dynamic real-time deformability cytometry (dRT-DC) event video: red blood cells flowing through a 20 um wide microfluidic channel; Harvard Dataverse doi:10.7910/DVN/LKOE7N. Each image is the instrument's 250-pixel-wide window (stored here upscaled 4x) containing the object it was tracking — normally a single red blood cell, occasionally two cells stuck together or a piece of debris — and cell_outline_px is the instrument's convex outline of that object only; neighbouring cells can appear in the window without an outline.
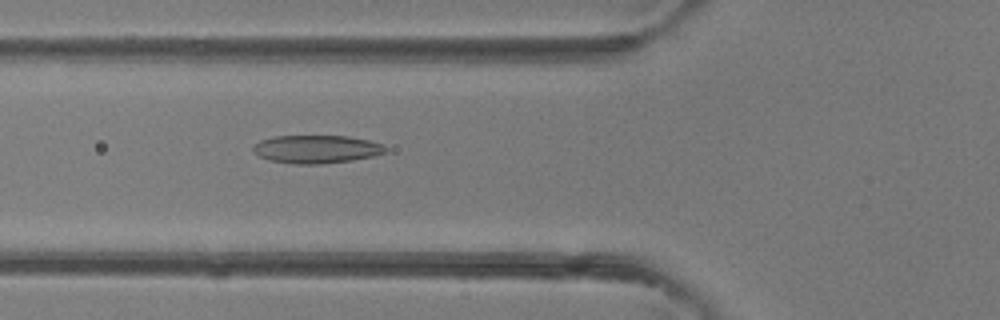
{"species": "common noctule bat (a hibernating species)", "species_latin": "Nyctalus noctula", "temperature_condition": "room temperature", "stored_images_in_passage": 42, "camera_frame_rate_fps": 3000, "um_per_image_px": 0.085, "animal": {"sex": "female"}, "frame": {"image": 1, "passage_image": 16, "time_ms": 5.0, "image_size_px": [1000, 320], "cell_outline_px": [[388, 148], [384, 152], [372, 156], [352, 160], [320, 164], [292, 164], [268, 160], [260, 156], [252, 148], [260, 140], [272, 136], [348, 136], [368, 140], [384, 144]], "centroid_in_image_um": [26.9, 12.68], "position_along_channel_um": 98.9, "area_um2": 21.62}}
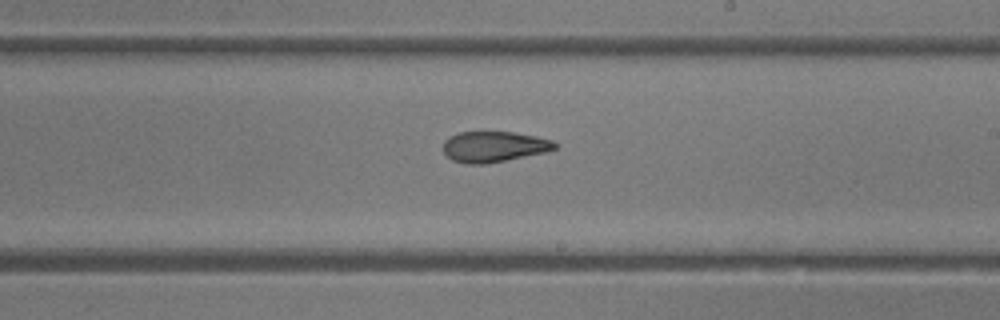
{"frame": {"image": 2, "passage_image": 25, "time_ms": 8.0, "image_size_px": [1000, 320], "cell_outline_px": [[560, 144], [556, 148], [544, 152], [484, 164], [468, 164], [452, 160], [444, 152], [444, 140], [448, 136], [460, 132], [516, 132], [536, 136], [552, 140]], "centroid_in_image_um": [41.99, 12.45], "position_along_channel_um": 247.0, "area_um2": 19.88}}
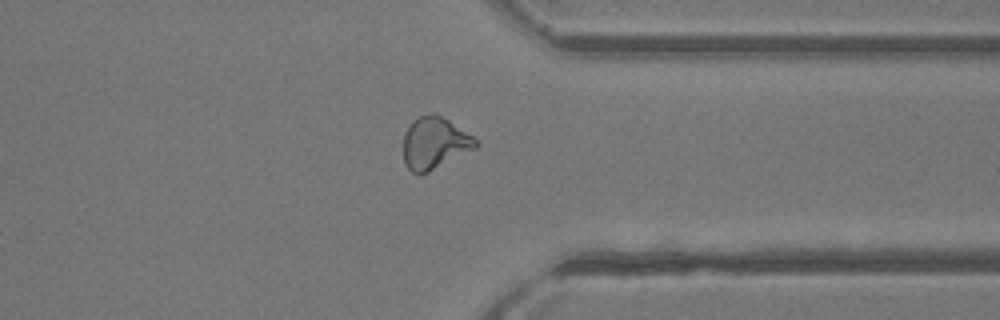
{"frame": {"image": 3, "passage_image": 33, "time_ms": 10.667, "image_size_px": [1000, 320], "cell_outline_px": [[480, 144], [476, 148], [428, 172], [412, 172], [404, 164], [404, 132], [408, 124], [412, 120], [420, 116], [432, 112], [448, 120], [472, 136]], "centroid_in_image_um": [36.92, 12.14], "position_along_channel_um": 374.5, "area_um2": 21.68}}